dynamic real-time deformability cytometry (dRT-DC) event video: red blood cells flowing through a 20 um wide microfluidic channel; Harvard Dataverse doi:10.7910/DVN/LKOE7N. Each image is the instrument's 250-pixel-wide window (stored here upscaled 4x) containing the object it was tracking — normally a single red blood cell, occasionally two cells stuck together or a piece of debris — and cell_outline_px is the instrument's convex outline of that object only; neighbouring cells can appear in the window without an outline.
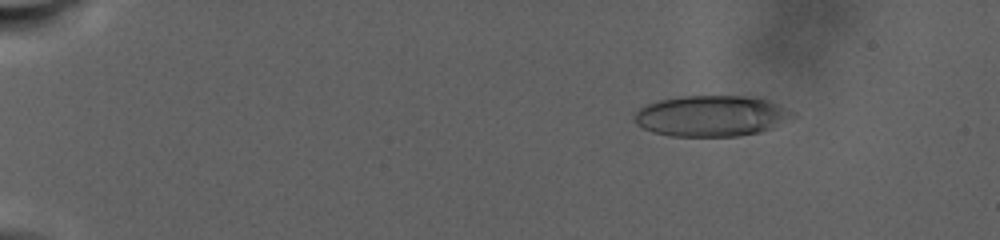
{"species": "human", "species_latin": "Homo sapiens", "temperature_condition": "warm", "stored_images_in_passage": 56, "camera_frame_rate_fps": 3000, "um_per_image_px": 0.085, "donor": {"sex": "male"}, "frame": {"image": 1, "passage_image": 7, "time_ms": 4.667, "image_size_px": [1000, 240], "cell_outline_px": [[796, 116], [772, 128], [760, 132], [736, 136], [672, 136], [652, 132], [636, 124], [636, 112], [640, 108], [648, 104], [660, 100], [680, 96], [744, 96], [768, 100], [796, 112]], "centroid_in_image_um": [60.5, 9.86], "position_along_channel_um": 24.5, "area_um2": 37.57}}
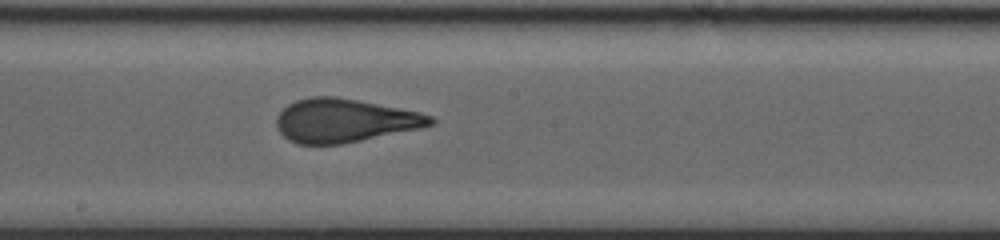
{"frame": {"image": 2, "passage_image": 34, "time_ms": 19.0, "image_size_px": [1000, 240], "cell_outline_px": [[436, 124], [420, 128], [340, 144], [300, 144], [288, 140], [276, 128], [276, 116], [288, 104], [296, 100], [312, 96], [336, 96], [400, 108], [420, 112], [432, 116], [436, 120]], "centroid_in_image_um": [29.27, 10.24], "position_along_channel_um": 218.9, "area_um2": 38.96}}
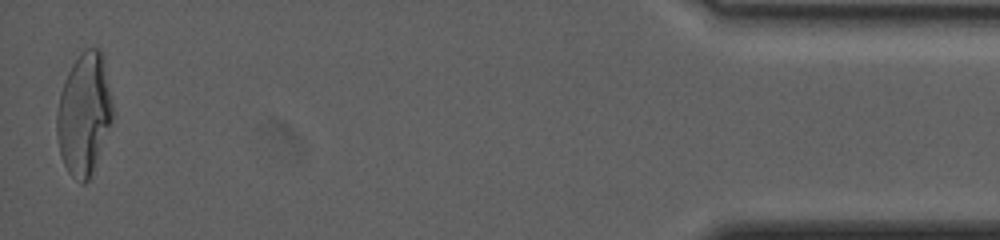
{"frame": {"image": 3, "passage_image": 56, "time_ms": 31.667, "image_size_px": [1000, 240], "cell_outline_px": [[112, 120], [92, 172], [88, 180], [84, 184], [80, 184], [68, 172], [60, 156], [56, 132], [56, 112], [60, 92], [68, 72], [72, 64], [84, 48], [100, 48], [104, 56], [112, 104]], "centroid_in_image_um": [7.13, 9.67], "position_along_channel_um": 428.1, "area_um2": 39.65}, "authors_computed_cell_mechanics": {"area_um2": 38.7549, "velocity_mm_per_s": 2.2311, "shape_relaxation_time_tau1_ms": null, "shape_relaxation_time_tau2_ms": 1.556, "deformation_change_tau1": null, "deformation_change_tau2": 0.1015}}